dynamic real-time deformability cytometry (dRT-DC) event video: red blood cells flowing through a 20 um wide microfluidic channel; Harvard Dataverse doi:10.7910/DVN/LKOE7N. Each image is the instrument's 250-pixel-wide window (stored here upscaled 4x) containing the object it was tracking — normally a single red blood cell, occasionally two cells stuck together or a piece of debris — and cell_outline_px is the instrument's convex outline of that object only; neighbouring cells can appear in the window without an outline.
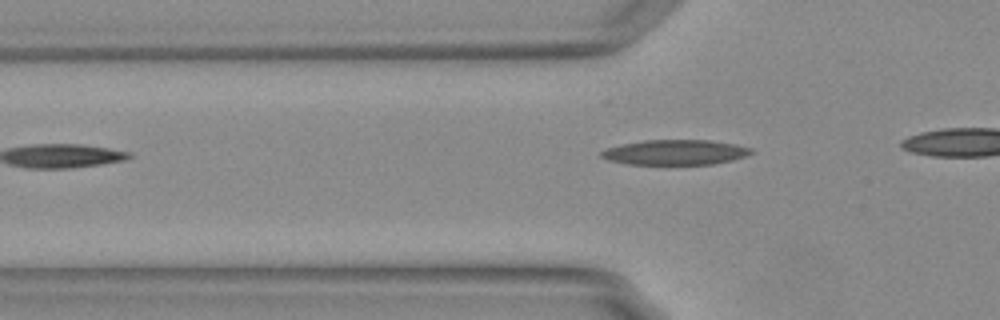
{"species": "Egyptian fruit bat (a non-hibernating species)", "species_latin": "Rousettus aegyptiacus", "temperature_condition": "warm", "stored_images_in_passage": 5, "camera_frame_rate_fps": 3000, "um_per_image_px": 0.085, "animal": {"sex": "female"}, "frame": {"image": 1, "passage_image": 2, "time_ms": 0.333, "image_size_px": [1000, 320], "cell_outline_px": [[752, 152], [744, 156], [732, 160], [712, 164], [628, 164], [608, 160], [600, 156], [600, 152], [608, 148], [624, 144], [644, 140], [712, 140], [736, 144], [752, 148]], "centroid_in_image_um": [57.4, 12.94], "position_along_channel_um": 68.4, "area_um2": 21.73}}